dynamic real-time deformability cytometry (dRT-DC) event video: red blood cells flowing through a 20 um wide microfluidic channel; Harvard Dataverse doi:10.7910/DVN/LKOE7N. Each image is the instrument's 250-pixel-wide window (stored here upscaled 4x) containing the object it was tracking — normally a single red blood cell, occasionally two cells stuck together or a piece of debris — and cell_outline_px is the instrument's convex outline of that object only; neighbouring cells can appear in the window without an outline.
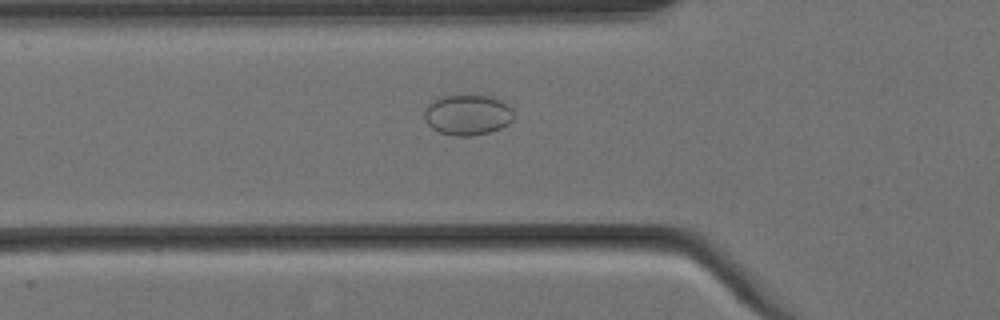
{"species": "Egyptian fruit bat (a non-hibernating species)", "species_latin": "Rousettus aegyptiacus", "temperature_condition": "cold", "stored_images_in_passage": 3, "camera_frame_rate_fps": 3000, "um_per_image_px": 0.085, "animal": {"sex": "female"}, "frame": {"image": 1, "passage_image": 3, "time_ms": 0.667, "image_size_px": [1000, 320], "cell_outline_px": [[512, 120], [508, 124], [500, 128], [488, 132], [472, 136], [456, 136], [440, 132], [432, 128], [428, 124], [424, 116], [424, 112], [428, 104], [432, 100], [440, 96], [468, 92], [492, 96], [508, 104], [512, 108]], "centroid_in_image_um": [39.73, 9.7], "position_along_channel_um": 86.1, "area_um2": 21.73}}